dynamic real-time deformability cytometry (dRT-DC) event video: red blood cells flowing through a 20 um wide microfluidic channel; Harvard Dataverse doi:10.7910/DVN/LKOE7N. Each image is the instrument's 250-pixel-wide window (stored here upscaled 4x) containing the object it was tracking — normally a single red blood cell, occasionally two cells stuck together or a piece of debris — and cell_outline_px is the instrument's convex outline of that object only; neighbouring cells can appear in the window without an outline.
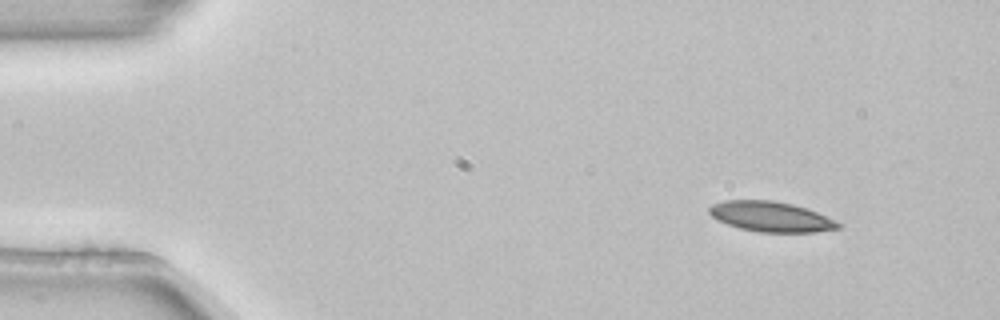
{"species": "common noctule bat (a hibernating species)", "species_latin": "Nyctalus noctula", "temperature_condition": "room temperature", "stored_images_in_passage": 4, "camera_frame_rate_fps": 3000, "um_per_image_px": 0.085, "animal": {"sex": "female", "body_mass_g": 22.7, "forearm_length_mm": 54.2}, "frame": {"image": 1, "passage_image": 1, "time_ms": 0.0, "image_size_px": [1000, 320], "cell_outline_px": [[844, 224], [840, 228], [816, 232], [760, 232], [740, 228], [716, 220], [708, 212], [708, 208], [712, 204], [724, 200], [772, 200], [792, 204], [816, 212], [836, 220]], "centroid_in_image_um": [65.53, 18.41], "position_along_channel_um": 19.5, "area_um2": 22.72}}
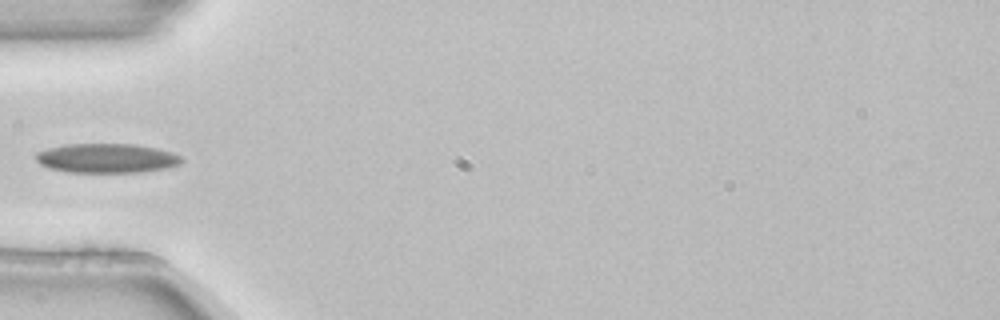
{"frame": {"image": 2, "passage_image": 4, "time_ms": 1.0, "image_size_px": [1000, 320], "cell_outline_px": [[184, 160], [180, 164], [164, 168], [140, 172], [68, 172], [48, 168], [40, 164], [36, 160], [36, 152], [48, 148], [68, 144], [132, 144], [156, 148], [172, 152], [180, 156]], "centroid_in_image_um": [9.05, 13.45], "position_along_channel_um": 75.9, "area_um2": 24.85}}